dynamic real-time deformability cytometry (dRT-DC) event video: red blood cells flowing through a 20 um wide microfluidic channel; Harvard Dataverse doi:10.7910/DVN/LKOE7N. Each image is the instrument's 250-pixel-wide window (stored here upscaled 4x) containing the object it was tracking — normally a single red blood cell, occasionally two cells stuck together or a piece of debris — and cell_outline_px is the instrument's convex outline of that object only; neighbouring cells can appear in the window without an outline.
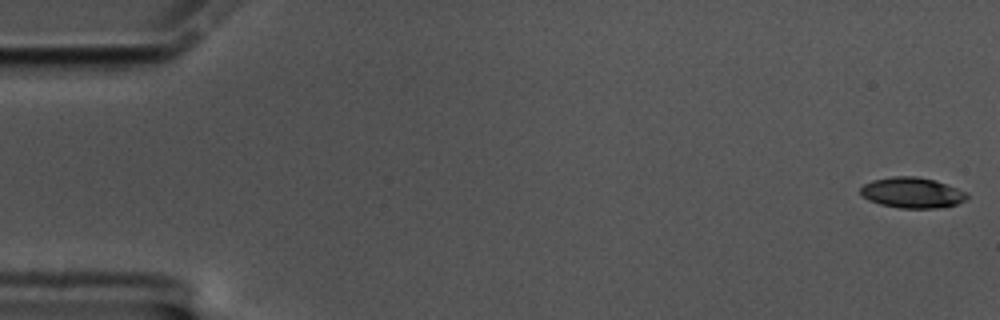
{"species": "common noctule bat (a hibernating species)", "species_latin": "Nyctalus noctula", "temperature_condition": "cold", "stored_images_in_passage": 60, "camera_frame_rate_fps": 3000, "um_per_image_px": 0.085, "animal": {"sex": "male", "body_mass_g": 17.5, "forearm_length_mm": 52.3}, "frame": {"image": 1, "passage_image": 1, "time_ms": 0.0, "image_size_px": [1000, 320], "cell_outline_px": [[968, 196], [964, 200], [956, 204], [936, 208], [900, 208], [880, 204], [868, 200], [860, 196], [860, 188], [864, 184], [872, 180], [892, 176], [916, 176], [936, 180], [968, 192]], "centroid_in_image_um": [77.51, 16.37], "position_along_channel_um": 7.5, "area_um2": 19.13}}
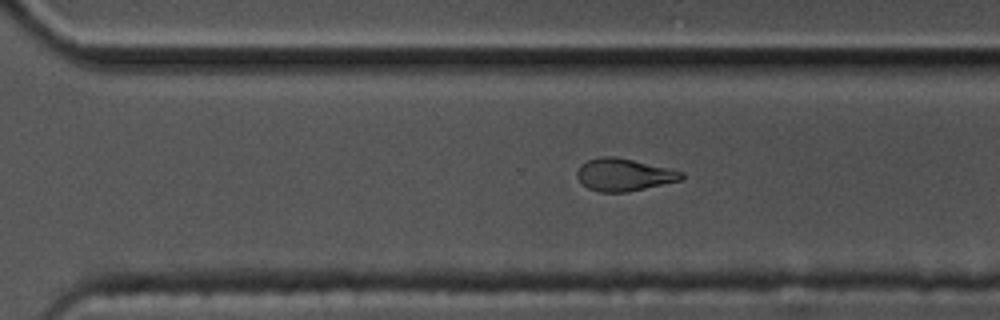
{"frame": {"image": 2, "passage_image": 41, "time_ms": 13.333, "image_size_px": [1000, 320], "cell_outline_px": [[684, 176], [680, 180], [644, 188], [624, 192], [600, 192], [588, 188], [576, 176], [576, 172], [580, 164], [588, 160], [600, 156], [612, 156], [672, 168], [684, 172]], "centroid_in_image_um": [53.02, 14.84], "position_along_channel_um": 317.6, "area_um2": 19.59}}
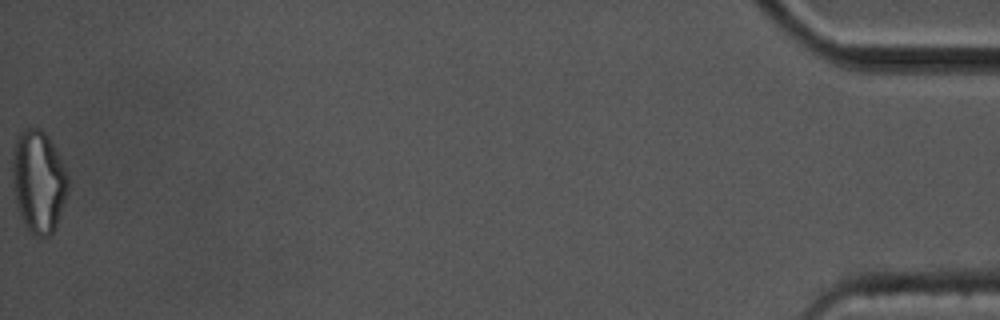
{"frame": {"image": 3, "passage_image": 60, "time_ms": 19.667, "image_size_px": [1000, 320], "cell_outline_px": [[68, 192], [56, 224], [52, 232], [48, 236], [36, 236], [28, 232], [24, 224], [16, 204], [12, 184], [12, 152], [16, 140], [20, 132], [24, 128], [40, 128], [48, 136], [56, 148], [64, 164], [68, 176]], "centroid_in_image_um": [3.26, 15.4], "position_along_channel_um": 431.9, "area_um2": 33.47}, "authors_computed_cell_mechanics": {"area_um2": 20.6057, "velocity_mm_per_s": 3.3841, "shape_relaxation_time_tau1_ms": 5.5057, "shape_relaxation_time_tau2_ms": 5.288, "deformation_change_tau1": 0.151, "deformation_change_tau2": 0.1263}}